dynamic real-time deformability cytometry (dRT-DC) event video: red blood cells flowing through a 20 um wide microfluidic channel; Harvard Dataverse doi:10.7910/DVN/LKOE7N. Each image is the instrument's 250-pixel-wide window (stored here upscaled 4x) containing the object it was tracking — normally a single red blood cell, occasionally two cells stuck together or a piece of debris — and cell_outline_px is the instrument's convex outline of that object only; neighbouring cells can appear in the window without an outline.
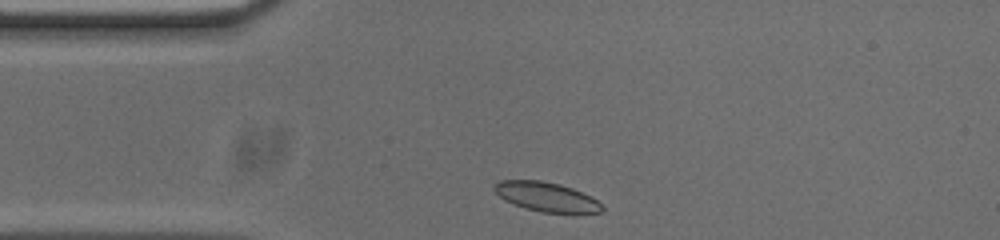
{"species": "common noctule bat (a hibernating species)", "species_latin": "Nyctalus noctula", "temperature_condition": "cold", "stored_images_in_passage": 32, "camera_frame_rate_fps": 3000, "um_per_image_px": 0.085, "animal": {"sex": "male", "body_mass_g": 20.0, "forearm_length_mm": 53.3}, "frame": {"image": 1, "passage_image": 1, "time_ms": 0.0, "image_size_px": [1000, 240], "cell_outline_px": [[604, 212], [572, 216], [540, 212], [524, 208], [504, 200], [492, 188], [500, 180], [540, 180], [560, 184], [572, 188], [596, 200], [604, 208]], "centroid_in_image_um": [46.51, 16.79], "position_along_channel_um": 38.5, "area_um2": 19.02}}
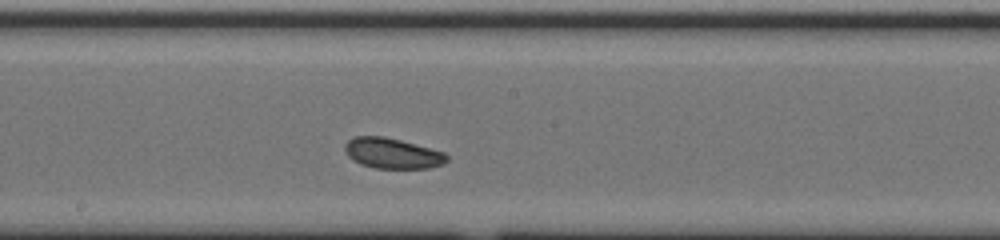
{"frame": {"image": 2, "passage_image": 17, "time_ms": 5.333, "image_size_px": [1000, 240], "cell_outline_px": [[448, 160], [444, 164], [428, 168], [376, 168], [360, 164], [352, 160], [348, 156], [344, 148], [344, 144], [348, 140], [356, 136], [384, 136], [400, 140], [444, 152], [448, 156]], "centroid_in_image_um": [33.33, 13.03], "position_along_channel_um": 214.9, "area_um2": 18.09}}
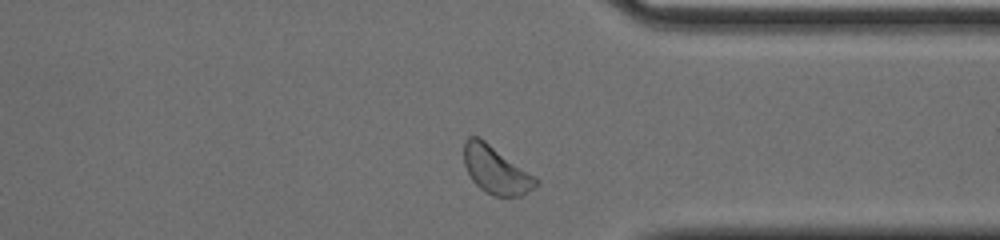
{"frame": {"image": 3, "passage_image": 30, "time_ms": 9.667, "image_size_px": [1000, 240], "cell_outline_px": [[540, 184], [536, 188], [520, 196], [492, 196], [484, 192], [472, 180], [464, 164], [464, 140], [468, 136], [476, 136], [484, 140], [536, 176], [540, 180]], "centroid_in_image_um": [42.18, 14.46], "position_along_channel_um": 369.2, "area_um2": 20.17}, "authors_computed_cell_mechanics": {"area_um2": 18.3515, "velocity_mm_per_s": 3.686, "shape_relaxation_time_tau1_ms": 4.3989, "shape_relaxation_time_tau2_ms": 7.6045, "deformation_change_tau1": 0.0567, "deformation_change_tau2": 0.123}}